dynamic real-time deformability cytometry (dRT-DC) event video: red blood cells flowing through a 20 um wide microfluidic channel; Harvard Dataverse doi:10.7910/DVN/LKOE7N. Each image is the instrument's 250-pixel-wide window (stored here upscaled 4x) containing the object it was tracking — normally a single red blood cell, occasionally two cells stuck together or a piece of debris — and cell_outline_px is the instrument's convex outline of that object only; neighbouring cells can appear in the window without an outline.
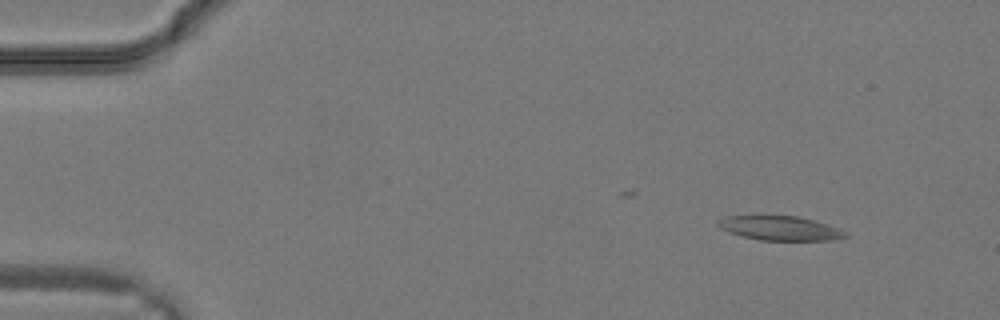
{"species": "common noctule bat (a hibernating species)", "species_latin": "Nyctalus noctula", "temperature_condition": "warm", "stored_images_in_passage": 17, "camera_frame_rate_fps": 3000, "um_per_image_px": 0.085, "animal": {"sex": "male", "body_mass_g": 19.2, "forearm_length_mm": 51.8}, "frame": {"image": 1, "passage_image": 1, "time_ms": 0.0, "image_size_px": [1000, 320], "cell_outline_px": [[848, 236], [832, 240], [760, 240], [744, 236], [720, 228], [716, 224], [716, 220], [724, 216], [796, 216], [828, 224], [840, 228], [848, 232]], "centroid_in_image_um": [66.33, 19.39], "position_along_channel_um": 18.7, "area_um2": 17.92}}
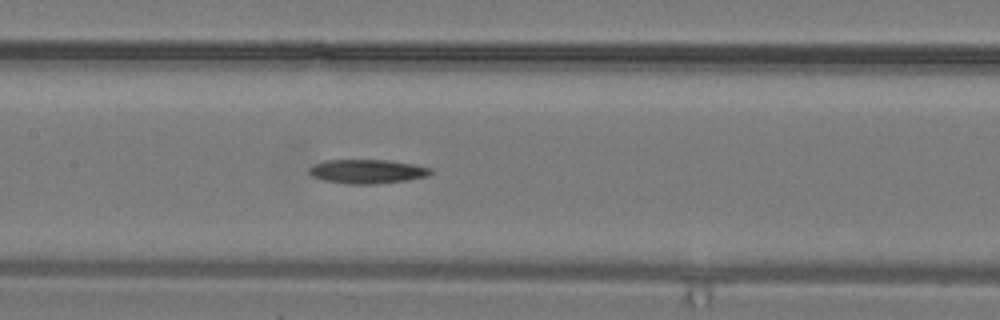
{"frame": {"image": 2, "passage_image": 13, "time_ms": 4.0, "image_size_px": [1000, 320], "cell_outline_px": [[432, 172], [428, 176], [408, 180], [376, 184], [348, 184], [324, 180], [312, 176], [308, 172], [308, 168], [312, 164], [324, 160], [388, 160], [412, 164], [432, 168]], "centroid_in_image_um": [31.19, 14.57], "position_along_channel_um": 176.2, "area_um2": 17.17}}
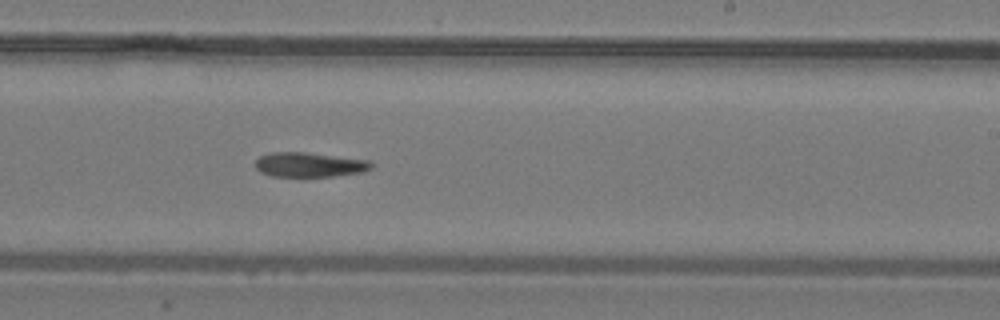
{"frame": {"image": 3, "passage_image": 17, "time_ms": 5.333, "image_size_px": [1000, 320], "cell_outline_px": [[372, 168], [364, 172], [332, 176], [272, 176], [260, 172], [256, 168], [256, 160], [260, 156], [272, 152], [304, 152], [368, 160], [372, 164]], "centroid_in_image_um": [26.29, 14.0], "position_along_channel_um": 262.7, "area_um2": 16.47}}